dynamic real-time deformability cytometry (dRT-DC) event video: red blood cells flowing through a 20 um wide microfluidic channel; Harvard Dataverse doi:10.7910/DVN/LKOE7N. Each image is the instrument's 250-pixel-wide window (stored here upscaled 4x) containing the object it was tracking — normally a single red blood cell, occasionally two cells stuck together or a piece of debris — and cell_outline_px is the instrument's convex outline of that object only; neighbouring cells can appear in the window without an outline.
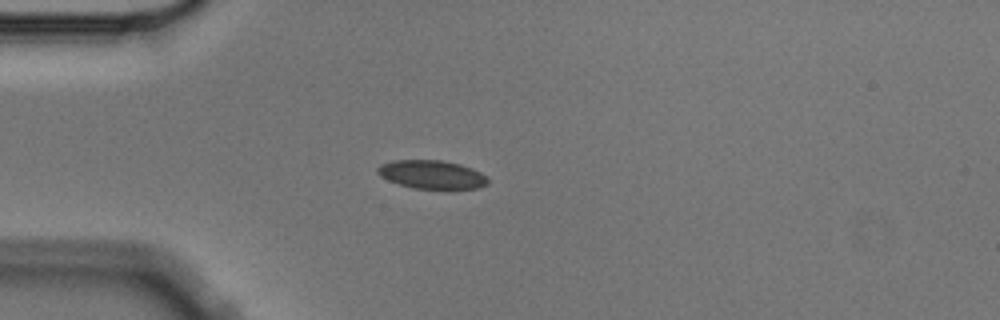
{"species": "Egyptian fruit bat (a non-hibernating species)", "species_latin": "Rousettus aegyptiacus", "temperature_condition": "cold", "stored_images_in_passage": 5, "camera_frame_rate_fps": 3000, "um_per_image_px": 0.085, "animal": {"sex": "male"}, "frame": {"image": 1, "passage_image": 3, "time_ms": 0.667, "image_size_px": [1000, 320], "cell_outline_px": [[488, 184], [480, 188], [452, 192], [412, 188], [388, 180], [380, 176], [376, 172], [376, 168], [380, 164], [392, 160], [440, 160], [460, 164], [472, 168], [488, 176]], "centroid_in_image_um": [36.76, 14.89], "position_along_channel_um": 48.2, "area_um2": 19.31}}
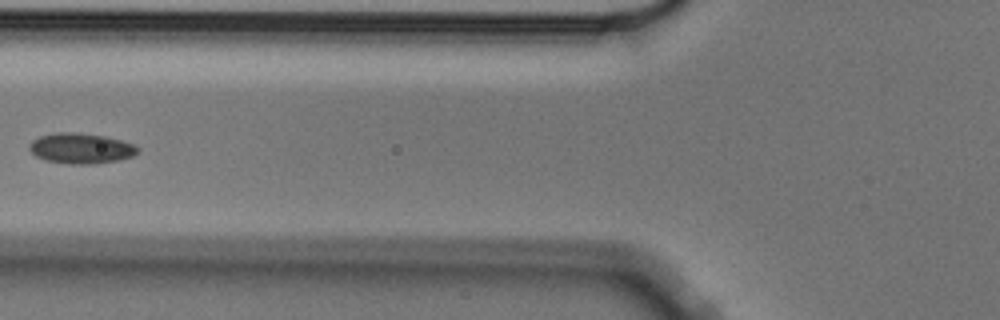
{"frame": {"image": 2, "passage_image": 5, "time_ms": 1.333, "image_size_px": [1000, 320], "cell_outline_px": [[140, 152], [132, 156], [120, 160], [96, 164], [68, 164], [44, 160], [36, 156], [28, 148], [28, 144], [32, 140], [40, 136], [56, 132], [76, 132], [104, 136], [136, 144], [140, 148]], "centroid_in_image_um": [6.9, 12.61], "position_along_channel_um": 118.9, "area_um2": 19.54}}